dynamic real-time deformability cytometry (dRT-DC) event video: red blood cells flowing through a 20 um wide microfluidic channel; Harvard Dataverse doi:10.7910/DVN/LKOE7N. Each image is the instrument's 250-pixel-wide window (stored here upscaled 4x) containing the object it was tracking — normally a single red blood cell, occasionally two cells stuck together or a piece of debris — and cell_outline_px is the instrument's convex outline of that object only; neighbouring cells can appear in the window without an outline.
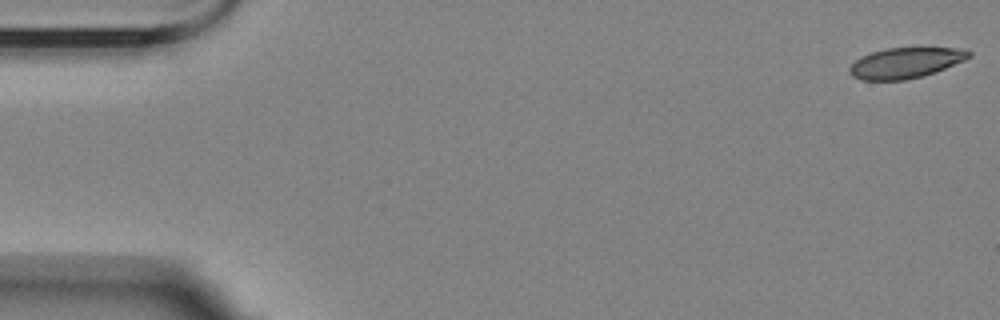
{"species": "Egyptian fruit bat (a non-hibernating species)", "species_latin": "Rousettus aegyptiacus", "temperature_condition": "room temperature", "stored_images_in_passage": 17, "camera_frame_rate_fps": 3000, "um_per_image_px": 0.085, "animal": {"sex": "female"}, "frame": {"image": 1, "passage_image": 1, "time_ms": 0.0, "image_size_px": [1000, 320], "cell_outline_px": [[972, 56], [964, 60], [936, 72], [924, 76], [904, 80], [860, 80], [852, 76], [848, 72], [848, 68], [856, 60], [872, 52], [884, 48], [964, 48], [972, 52]], "centroid_in_image_um": [76.98, 5.35], "position_along_channel_um": 8.0, "area_um2": 21.33}}
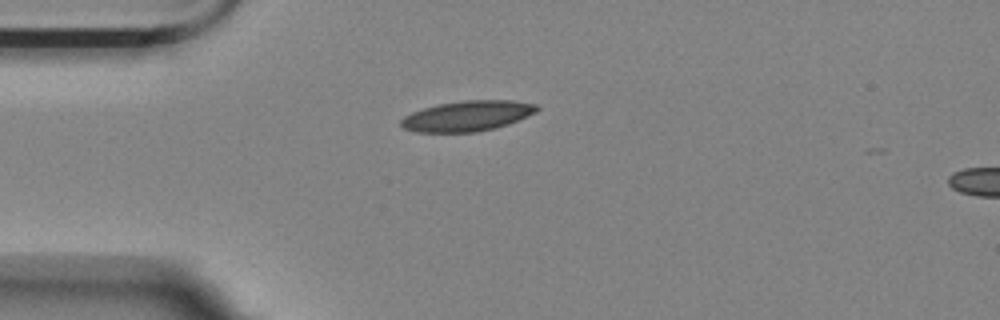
{"frame": {"image": 2, "passage_image": 14, "time_ms": 4.333, "image_size_px": [1000, 320], "cell_outline_px": [[540, 108], [536, 112], [528, 116], [508, 124], [496, 128], [476, 132], [416, 132], [404, 128], [400, 124], [400, 120], [404, 116], [412, 112], [424, 108], [440, 104], [464, 100], [512, 100], [536, 104]], "centroid_in_image_um": [39.74, 9.86], "position_along_channel_um": 45.3, "area_um2": 24.04}}